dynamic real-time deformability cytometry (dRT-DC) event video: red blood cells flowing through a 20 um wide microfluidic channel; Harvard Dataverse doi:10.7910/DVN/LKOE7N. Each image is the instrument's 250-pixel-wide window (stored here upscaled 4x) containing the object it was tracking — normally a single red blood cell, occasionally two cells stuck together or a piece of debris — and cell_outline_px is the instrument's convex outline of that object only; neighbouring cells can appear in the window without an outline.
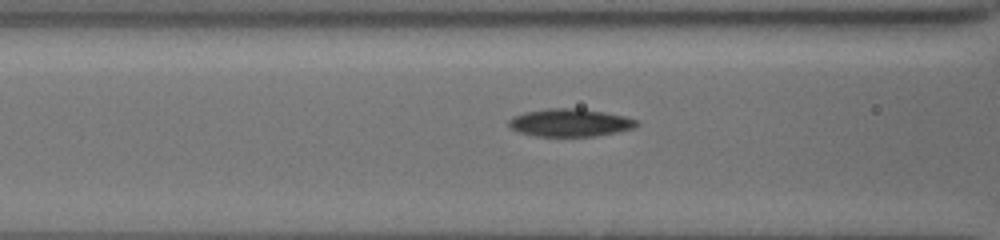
{"species": "common noctule bat (a hibernating species)", "species_latin": "Nyctalus noctula", "temperature_condition": "cold", "stored_images_in_passage": 45, "camera_frame_rate_fps": 3000, "um_per_image_px": 0.085, "animal": {"sex": "female", "body_mass_g": 19.5, "forearm_length_mm": 54.1}, "frame": {"image": 1, "passage_image": 22, "time_ms": 7.0, "image_size_px": [1000, 240], "cell_outline_px": [[636, 124], [632, 128], [616, 132], [596, 136], [536, 136], [520, 132], [512, 128], [508, 124], [508, 120], [512, 116], [524, 112], [548, 108], [580, 108], [604, 112], [624, 116], [636, 120]], "centroid_in_image_um": [48.4, 10.42], "position_along_channel_um": 118.2, "area_um2": 20.52}}
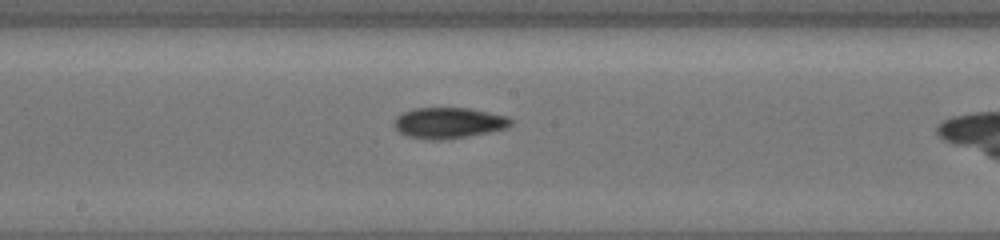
{"frame": {"image": 2, "passage_image": 29, "time_ms": 9.333, "image_size_px": [1000, 240], "cell_outline_px": [[512, 124], [508, 128], [488, 132], [440, 140], [428, 140], [408, 136], [400, 132], [392, 124], [396, 116], [404, 112], [416, 108], [468, 108], [508, 116], [512, 120]], "centroid_in_image_um": [38.13, 10.44], "position_along_channel_um": 210.1, "area_um2": 20.87}}
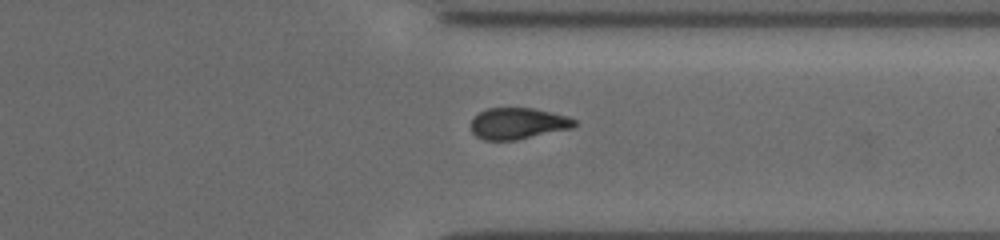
{"frame": {"image": 3, "passage_image": 41, "time_ms": 13.333, "image_size_px": [1000, 240], "cell_outline_px": [[576, 124], [572, 128], [516, 140], [484, 140], [476, 136], [472, 132], [472, 120], [480, 112], [488, 108], [532, 108], [568, 116], [576, 120]], "centroid_in_image_um": [44.03, 10.5], "position_along_channel_um": 367.4, "area_um2": 18.73}}